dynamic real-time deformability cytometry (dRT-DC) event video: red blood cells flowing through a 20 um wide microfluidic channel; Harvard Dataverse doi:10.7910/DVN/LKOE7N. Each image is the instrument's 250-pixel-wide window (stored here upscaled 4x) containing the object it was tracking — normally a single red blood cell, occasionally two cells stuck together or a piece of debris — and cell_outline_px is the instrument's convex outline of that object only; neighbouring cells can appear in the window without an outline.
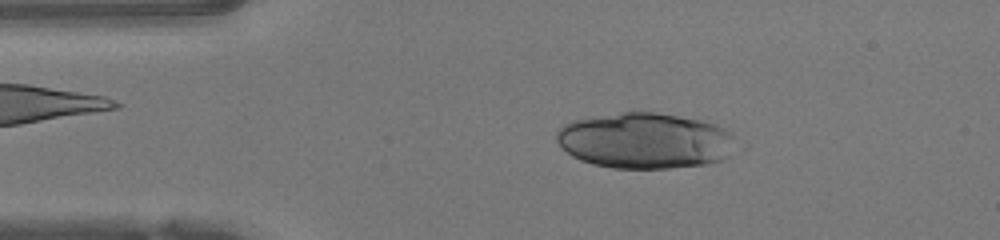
{"species": "human", "species_latin": "Homo sapiens", "temperature_condition": "warm", "stored_images_in_passage": 45, "camera_frame_rate_fps": 3000, "um_per_image_px": 0.085, "donor": {"sex": "female"}, "frame": {"image": 1, "passage_image": 7, "time_ms": 2.0, "image_size_px": [1000, 240], "cell_outline_px": [[732, 156], [724, 160], [708, 164], [668, 168], [612, 168], [592, 164], [580, 160], [572, 156], [556, 140], [556, 132], [564, 124], [572, 120], [632, 108], [636, 108], [700, 120], [716, 124], [732, 132]], "centroid_in_image_um": [54.81, 11.92], "position_along_channel_um": 30.2, "area_um2": 59.48}}